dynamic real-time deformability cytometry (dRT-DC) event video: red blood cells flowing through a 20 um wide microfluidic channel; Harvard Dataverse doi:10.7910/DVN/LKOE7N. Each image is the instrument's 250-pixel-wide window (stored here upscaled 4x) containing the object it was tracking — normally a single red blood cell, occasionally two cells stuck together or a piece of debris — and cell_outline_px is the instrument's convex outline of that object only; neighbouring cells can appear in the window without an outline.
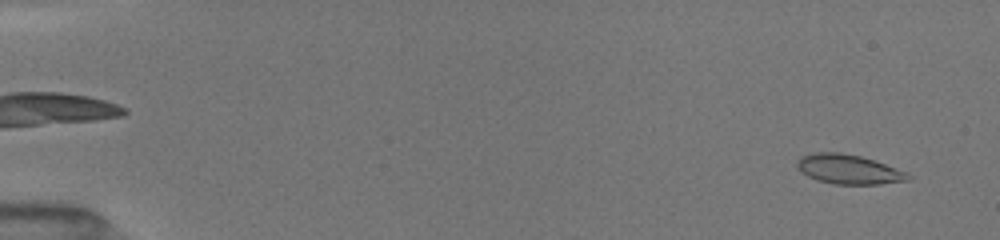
{"species": "common noctule bat (a hibernating species)", "species_latin": "Nyctalus noctula", "temperature_condition": "room temperature", "stored_images_in_passage": 45, "camera_frame_rate_fps": 3000, "um_per_image_px": 0.085, "animal": {"sex": "female", "body_mass_g": 19.5, "forearm_length_mm": 54.1}, "frame": {"image": 1, "passage_image": 2, "time_ms": 0.667, "image_size_px": [1000, 240], "cell_outline_px": [[912, 176], [908, 180], [880, 184], [836, 184], [820, 180], [808, 176], [796, 164], [800, 156], [816, 152], [840, 152], [860, 156], [876, 160], [908, 172]], "centroid_in_image_um": [72.2, 14.38], "position_along_channel_um": 12.8, "area_um2": 18.96}}
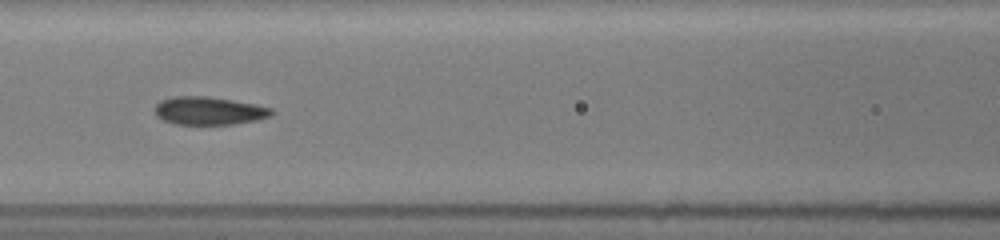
{"frame": {"image": 2, "passage_image": 18, "time_ms": 7.667, "image_size_px": [1000, 240], "cell_outline_px": [[276, 112], [268, 116], [256, 120], [232, 124], [176, 124], [164, 120], [156, 116], [156, 104], [160, 100], [172, 96], [208, 96], [256, 104], [272, 108]], "centroid_in_image_um": [17.76, 9.4], "position_along_channel_um": 148.8, "area_um2": 19.02}}
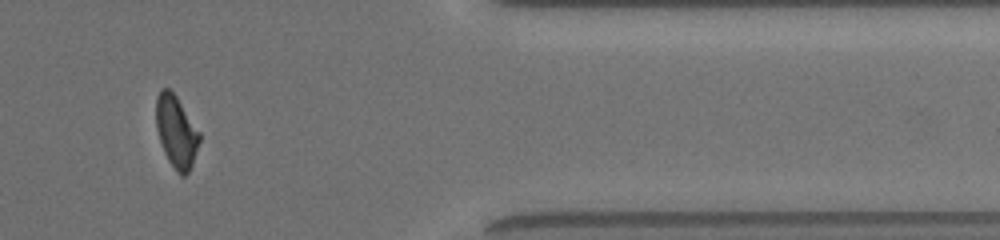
{"frame": {"image": 3, "passage_image": 40, "time_ms": 14.333, "image_size_px": [1000, 240], "cell_outline_px": [[200, 140], [192, 164], [188, 172], [184, 176], [180, 176], [176, 172], [168, 160], [164, 152], [156, 128], [156, 96], [160, 88], [168, 88], [176, 96], [200, 132]], "centroid_in_image_um": [14.97, 11.19], "position_along_channel_um": 396.4, "area_um2": 18.15}, "authors_computed_cell_mechanics": {"area_um2": 18.9584, "velocity_mm_per_s": 4.037, "shape_relaxation_time_tau1_ms": 5.4483, "shape_relaxation_time_tau2_ms": 1.0572, "deformation_change_tau1": 0.152, "deformation_change_tau2": 0.0437}}